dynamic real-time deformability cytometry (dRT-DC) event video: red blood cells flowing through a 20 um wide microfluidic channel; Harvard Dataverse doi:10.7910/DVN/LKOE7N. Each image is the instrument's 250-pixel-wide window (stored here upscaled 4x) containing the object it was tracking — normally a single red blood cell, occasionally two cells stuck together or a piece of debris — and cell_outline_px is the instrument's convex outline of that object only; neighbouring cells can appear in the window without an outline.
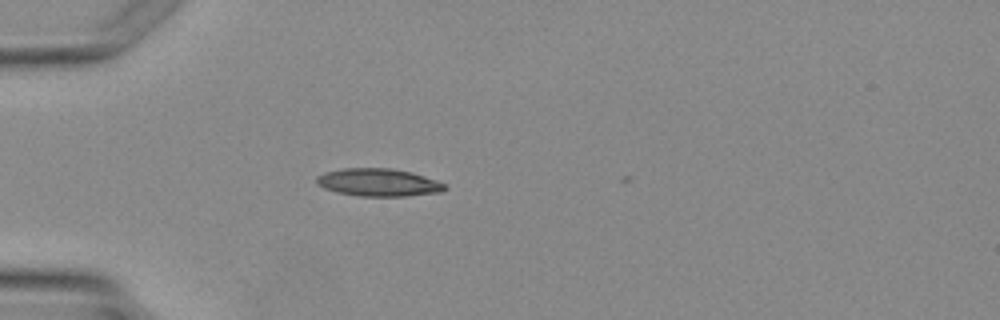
{"species": "Egyptian fruit bat (a non-hibernating species)", "species_latin": "Rousettus aegyptiacus", "temperature_condition": "warm", "stored_images_in_passage": 4, "camera_frame_rate_fps": 3000, "um_per_image_px": 0.085, "animal": {"sex": "female"}, "frame": {"image": 1, "passage_image": 3, "time_ms": 2.333, "image_size_px": [1000, 320], "cell_outline_px": [[448, 188], [440, 192], [404, 196], [360, 196], [336, 192], [324, 188], [316, 184], [316, 176], [324, 172], [344, 168], [392, 168], [412, 172], [436, 180], [444, 184]], "centroid_in_image_um": [32.14, 15.5], "position_along_channel_um": 52.9, "area_um2": 20.75}}